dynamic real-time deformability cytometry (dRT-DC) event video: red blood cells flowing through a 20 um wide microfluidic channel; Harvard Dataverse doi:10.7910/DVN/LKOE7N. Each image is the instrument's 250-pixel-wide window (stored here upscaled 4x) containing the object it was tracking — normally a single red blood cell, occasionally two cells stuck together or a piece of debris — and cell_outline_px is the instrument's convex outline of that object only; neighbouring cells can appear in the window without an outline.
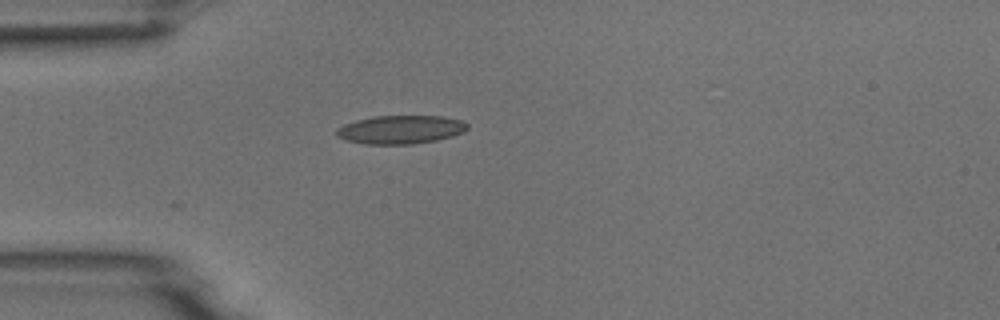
{"species": "common noctule bat (a hibernating species)", "species_latin": "Nyctalus noctula", "temperature_condition": "room temperature", "stored_images_in_passage": 1, "camera_frame_rate_fps": 3000, "um_per_image_px": 0.085, "animal": {"sex": "male", "body_mass_g": 18.8}, "frame": {"image": 1, "passage_image": 1, "time_ms": 0.0, "image_size_px": [1000, 320], "cell_outline_px": [[468, 128], [464, 132], [452, 136], [436, 140], [412, 144], [364, 144], [344, 140], [336, 136], [336, 128], [344, 124], [356, 120], [372, 116], [440, 116], [460, 120], [468, 124]], "centroid_in_image_um": [34.01, 11.02], "position_along_channel_um": 51.0, "area_um2": 21.79}}